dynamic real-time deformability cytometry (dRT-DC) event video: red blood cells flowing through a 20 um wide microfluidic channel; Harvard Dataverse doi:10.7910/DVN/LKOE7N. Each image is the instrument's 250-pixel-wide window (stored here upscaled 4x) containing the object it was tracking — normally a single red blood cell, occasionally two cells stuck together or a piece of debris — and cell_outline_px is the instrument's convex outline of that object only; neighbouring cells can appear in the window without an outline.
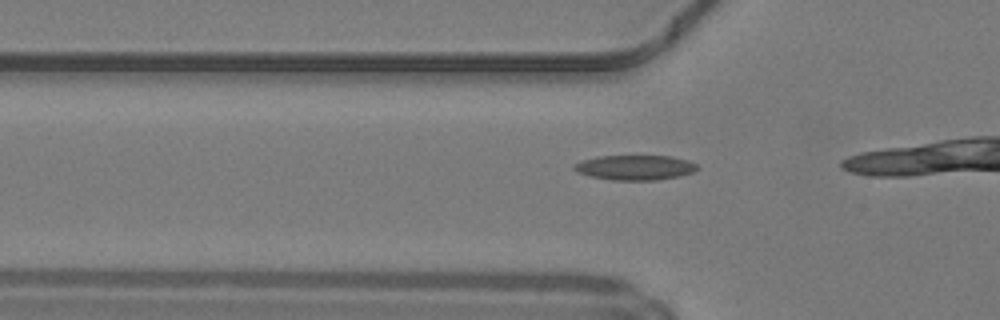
{"species": "common noctule bat (a hibernating species)", "species_latin": "Nyctalus noctula", "temperature_condition": "warm", "stored_images_in_passage": 14, "camera_frame_rate_fps": 3000, "um_per_image_px": 0.085, "animal": {"sex": "male", "body_mass_g": 19.2, "forearm_length_mm": 51.8}, "frame": {"image": 1, "passage_image": 10, "time_ms": 3.0, "image_size_px": [1000, 320], "cell_outline_px": [[700, 168], [692, 172], [680, 176], [656, 180], [612, 180], [592, 176], [576, 172], [572, 168], [572, 164], [580, 160], [596, 156], [672, 156], [688, 160], [696, 164]], "centroid_in_image_um": [53.95, 14.23], "position_along_channel_um": 71.9, "area_um2": 18.03}}
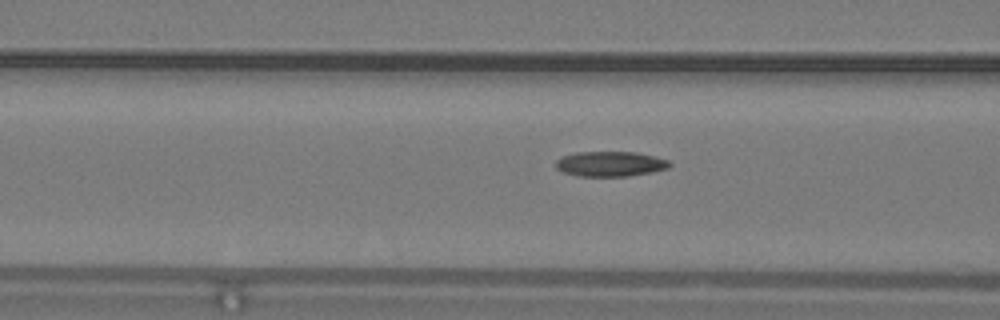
{"frame": {"image": 2, "passage_image": 13, "time_ms": 4.0, "image_size_px": [1000, 320], "cell_outline_px": [[672, 164], [668, 168], [652, 172], [628, 176], [580, 176], [564, 172], [556, 168], [556, 160], [560, 156], [576, 152], [636, 152], [656, 156], [668, 160]], "centroid_in_image_um": [51.88, 13.92], "position_along_channel_um": 114.7, "area_um2": 16.7}}